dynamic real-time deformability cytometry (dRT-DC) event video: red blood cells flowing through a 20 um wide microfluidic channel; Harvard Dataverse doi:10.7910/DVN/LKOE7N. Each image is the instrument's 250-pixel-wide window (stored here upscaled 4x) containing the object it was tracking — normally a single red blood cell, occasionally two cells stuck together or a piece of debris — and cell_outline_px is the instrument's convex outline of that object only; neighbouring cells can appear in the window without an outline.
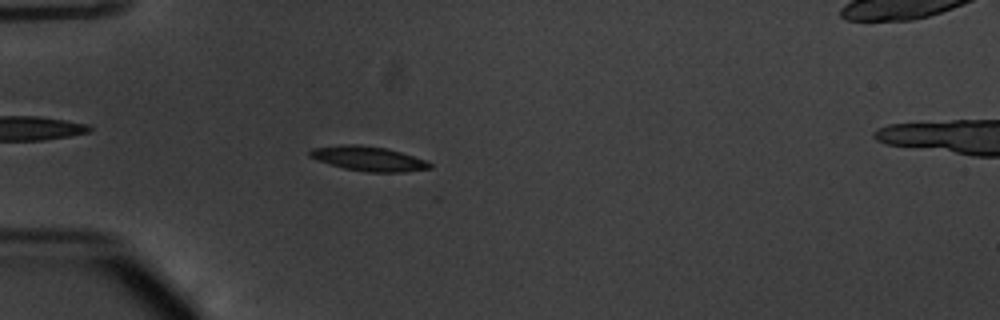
{"species": "common noctule bat (a hibernating species)", "species_latin": "Nyctalus noctula", "temperature_condition": "warm", "stored_images_in_passage": 23, "camera_frame_rate_fps": 3000, "um_per_image_px": 0.085, "animal": {"sex": "male", "body_mass_g": 20.1, "forearm_length_mm": 53.5}, "frame": {"image": 1, "passage_image": 16, "time_ms": 5.0, "image_size_px": [1000, 320], "cell_outline_px": [[432, 168], [404, 172], [368, 172], [344, 168], [316, 160], [308, 156], [308, 152], [312, 148], [340, 144], [360, 144], [388, 148], [424, 160], [432, 164]], "centroid_in_image_um": [31.27, 13.47], "position_along_channel_um": 53.7, "area_um2": 17.28}}